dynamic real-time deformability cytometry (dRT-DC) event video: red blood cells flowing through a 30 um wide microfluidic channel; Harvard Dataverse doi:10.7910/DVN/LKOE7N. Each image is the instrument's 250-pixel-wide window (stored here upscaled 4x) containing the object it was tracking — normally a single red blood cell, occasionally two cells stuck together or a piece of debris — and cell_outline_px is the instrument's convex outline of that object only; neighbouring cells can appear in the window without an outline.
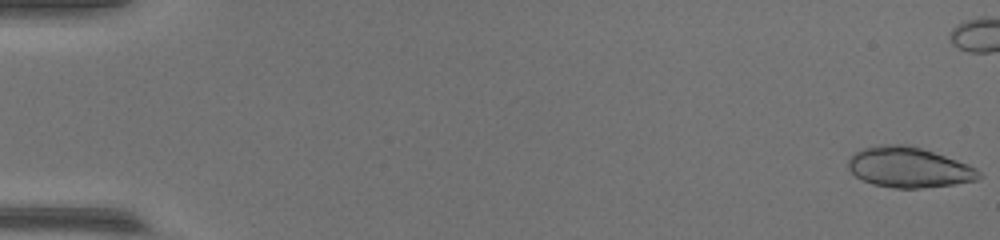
{"species": "common noctule bat (a hibernating species)", "species_latin": "Nyctalus noctula", "temperature_condition": "warm", "stored_images_in_passage": 45, "camera_frame_rate_fps": 3000, "um_per_image_px": 0.085, "animal": {"sex": "female", "body_mass_g": 17.0, "forearm_length_mm": 48.0}, "frame": {"image": 1, "passage_image": 1, "time_ms": 0.0, "image_size_px": [1000, 240], "cell_outline_px": [[984, 176], [976, 180], [952, 184], [920, 188], [896, 188], [872, 184], [856, 176], [848, 168], [848, 160], [856, 152], [864, 148], [880, 144], [908, 144], [968, 164], [976, 168]], "centroid_in_image_um": [77.25, 14.22], "position_along_channel_um": 7.7, "area_um2": 30.46}}